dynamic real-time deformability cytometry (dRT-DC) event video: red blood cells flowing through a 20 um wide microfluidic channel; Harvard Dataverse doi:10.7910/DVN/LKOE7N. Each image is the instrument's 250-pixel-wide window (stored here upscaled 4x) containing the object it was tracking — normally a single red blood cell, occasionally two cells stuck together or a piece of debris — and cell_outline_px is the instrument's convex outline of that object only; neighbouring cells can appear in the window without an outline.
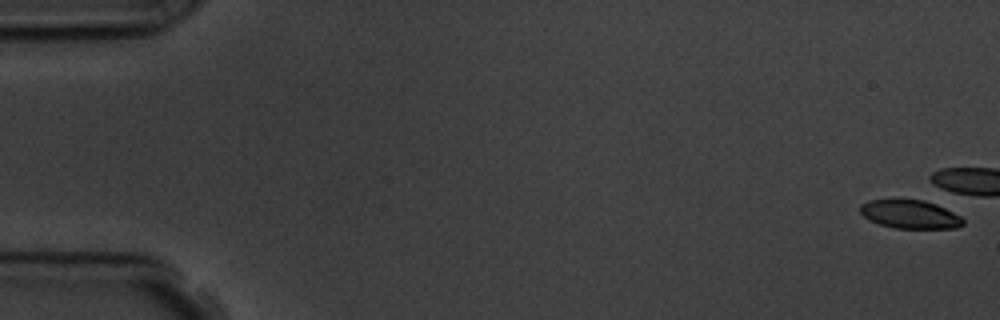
{"species": "common noctule bat (a hibernating species)", "species_latin": "Nyctalus noctula", "temperature_condition": "room temperature", "stored_images_in_passage": 6, "camera_frame_rate_fps": 3000, "um_per_image_px": 0.085, "animal": {"sex": "male", "body_mass_g": 19.5, "forearm_length_mm": 54.6}, "frame": {"image": 1, "passage_image": 1, "time_ms": 0.0, "image_size_px": [1000, 320], "cell_outline_px": [[964, 224], [956, 228], [896, 228], [880, 224], [868, 220], [860, 212], [860, 204], [868, 200], [892, 196], [924, 200], [936, 204], [960, 216], [964, 220]], "centroid_in_image_um": [77.28, 18.16], "position_along_channel_um": 7.7, "area_um2": 17.74}}